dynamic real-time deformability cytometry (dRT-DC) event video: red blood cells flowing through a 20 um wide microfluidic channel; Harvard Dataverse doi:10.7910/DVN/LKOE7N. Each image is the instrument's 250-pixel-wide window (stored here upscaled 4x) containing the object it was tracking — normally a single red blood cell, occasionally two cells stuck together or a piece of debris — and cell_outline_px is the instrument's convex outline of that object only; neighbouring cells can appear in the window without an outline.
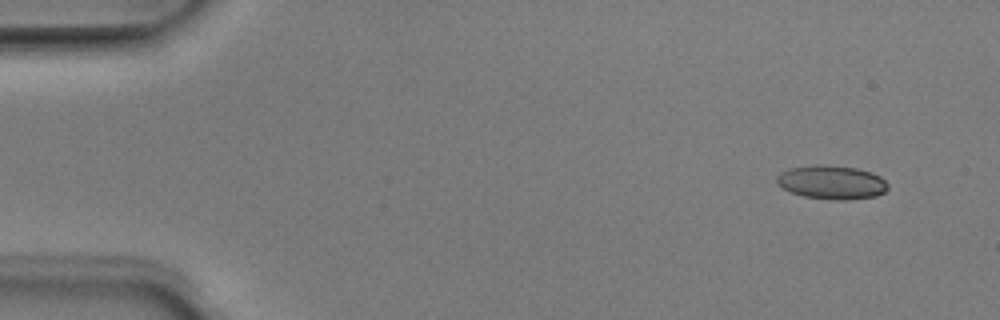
{"species": "Egyptian fruit bat (a non-hibernating species)", "species_latin": "Rousettus aegyptiacus", "temperature_condition": "room temperature", "stored_images_in_passage": 3, "camera_frame_rate_fps": 3000, "um_per_image_px": 0.085, "animal": {"sex": "male"}, "frame": {"image": 1, "passage_image": 1, "time_ms": 0.0, "image_size_px": [1000, 320], "cell_outline_px": [[888, 188], [884, 192], [876, 196], [848, 200], [836, 200], [804, 196], [792, 192], [776, 184], [776, 176], [780, 172], [788, 168], [812, 164], [824, 164], [856, 168], [872, 172], [880, 176], [888, 184]], "centroid_in_image_um": [70.68, 15.48], "position_along_channel_um": 14.3, "area_um2": 22.08}}